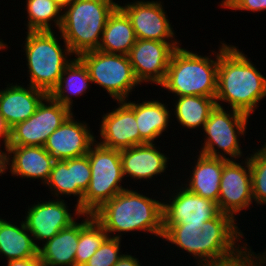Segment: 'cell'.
I'll list each match as a JSON object with an SVG mask.
<instances>
[{"label":"cell","instance_id":"1","mask_svg":"<svg viewBox=\"0 0 266 266\" xmlns=\"http://www.w3.org/2000/svg\"><path fill=\"white\" fill-rule=\"evenodd\" d=\"M218 48L216 105L251 116L266 98V77L238 46L223 40Z\"/></svg>","mask_w":266,"mask_h":266},{"label":"cell","instance_id":"2","mask_svg":"<svg viewBox=\"0 0 266 266\" xmlns=\"http://www.w3.org/2000/svg\"><path fill=\"white\" fill-rule=\"evenodd\" d=\"M131 188L127 186L105 202L93 213L94 218L112 238L122 239L123 234L139 231L162 239L163 199L157 196L154 199L149 197L148 193L143 195L142 191L140 193L137 189Z\"/></svg>","mask_w":266,"mask_h":266},{"label":"cell","instance_id":"3","mask_svg":"<svg viewBox=\"0 0 266 266\" xmlns=\"http://www.w3.org/2000/svg\"><path fill=\"white\" fill-rule=\"evenodd\" d=\"M179 46L173 52L164 81L159 85L174 97L187 95L216 97L218 51L200 55ZM215 57L213 58L212 57Z\"/></svg>","mask_w":266,"mask_h":266},{"label":"cell","instance_id":"4","mask_svg":"<svg viewBox=\"0 0 266 266\" xmlns=\"http://www.w3.org/2000/svg\"><path fill=\"white\" fill-rule=\"evenodd\" d=\"M55 33L57 34V31H27L23 42L22 51L25 52L27 61L25 63L28 69V83L47 94L58 85L64 69L76 57L73 56L62 35L58 37Z\"/></svg>","mask_w":266,"mask_h":266},{"label":"cell","instance_id":"5","mask_svg":"<svg viewBox=\"0 0 266 266\" xmlns=\"http://www.w3.org/2000/svg\"><path fill=\"white\" fill-rule=\"evenodd\" d=\"M116 0H74L62 12L61 34L74 56L98 50Z\"/></svg>","mask_w":266,"mask_h":266},{"label":"cell","instance_id":"6","mask_svg":"<svg viewBox=\"0 0 266 266\" xmlns=\"http://www.w3.org/2000/svg\"><path fill=\"white\" fill-rule=\"evenodd\" d=\"M87 155L91 180L78 208L84 214H93L105 202L126 189V184L119 150L102 146L95 141Z\"/></svg>","mask_w":266,"mask_h":266},{"label":"cell","instance_id":"7","mask_svg":"<svg viewBox=\"0 0 266 266\" xmlns=\"http://www.w3.org/2000/svg\"><path fill=\"white\" fill-rule=\"evenodd\" d=\"M217 106L211 111L202 132L198 153L223 158L226 160H240L247 153H243L240 138L247 135L250 116L234 109Z\"/></svg>","mask_w":266,"mask_h":266},{"label":"cell","instance_id":"8","mask_svg":"<svg viewBox=\"0 0 266 266\" xmlns=\"http://www.w3.org/2000/svg\"><path fill=\"white\" fill-rule=\"evenodd\" d=\"M78 58L87 67L92 83L103 88L115 102L128 100L134 89L141 87L128 55L93 50Z\"/></svg>","mask_w":266,"mask_h":266},{"label":"cell","instance_id":"9","mask_svg":"<svg viewBox=\"0 0 266 266\" xmlns=\"http://www.w3.org/2000/svg\"><path fill=\"white\" fill-rule=\"evenodd\" d=\"M168 188L169 193L162 194L163 225L186 224V227L202 229L204 222L221 213L218 203L190 192L182 183L172 188L168 184ZM164 195L169 198L165 199Z\"/></svg>","mask_w":266,"mask_h":266},{"label":"cell","instance_id":"10","mask_svg":"<svg viewBox=\"0 0 266 266\" xmlns=\"http://www.w3.org/2000/svg\"><path fill=\"white\" fill-rule=\"evenodd\" d=\"M72 113L48 94L29 119L10 129L9 146H44L48 137Z\"/></svg>","mask_w":266,"mask_h":266},{"label":"cell","instance_id":"11","mask_svg":"<svg viewBox=\"0 0 266 266\" xmlns=\"http://www.w3.org/2000/svg\"><path fill=\"white\" fill-rule=\"evenodd\" d=\"M74 206L75 209L71 211L66 200L58 198L45 201L43 199L40 202L37 200L36 203L28 205L23 221L37 247L82 218L83 213L76 204Z\"/></svg>","mask_w":266,"mask_h":266},{"label":"cell","instance_id":"12","mask_svg":"<svg viewBox=\"0 0 266 266\" xmlns=\"http://www.w3.org/2000/svg\"><path fill=\"white\" fill-rule=\"evenodd\" d=\"M241 160L240 163L224 159L218 197L221 213L230 215L235 221L239 213L250 209L254 203L249 158L244 156Z\"/></svg>","mask_w":266,"mask_h":266},{"label":"cell","instance_id":"13","mask_svg":"<svg viewBox=\"0 0 266 266\" xmlns=\"http://www.w3.org/2000/svg\"><path fill=\"white\" fill-rule=\"evenodd\" d=\"M163 3L160 0H134L121 5L118 1V6L130 19L137 39L180 42Z\"/></svg>","mask_w":266,"mask_h":266},{"label":"cell","instance_id":"14","mask_svg":"<svg viewBox=\"0 0 266 266\" xmlns=\"http://www.w3.org/2000/svg\"><path fill=\"white\" fill-rule=\"evenodd\" d=\"M181 44V42L137 39L128 57L140 84L148 83L159 86L165 79L173 52Z\"/></svg>","mask_w":266,"mask_h":266},{"label":"cell","instance_id":"15","mask_svg":"<svg viewBox=\"0 0 266 266\" xmlns=\"http://www.w3.org/2000/svg\"><path fill=\"white\" fill-rule=\"evenodd\" d=\"M117 106L102 115L99 140L102 146L124 150L146 142L140 137L135 118V101H116ZM117 107V108H116Z\"/></svg>","mask_w":266,"mask_h":266},{"label":"cell","instance_id":"16","mask_svg":"<svg viewBox=\"0 0 266 266\" xmlns=\"http://www.w3.org/2000/svg\"><path fill=\"white\" fill-rule=\"evenodd\" d=\"M74 112L47 139L44 148L55 160H67L87 155L96 141L89 123L76 119Z\"/></svg>","mask_w":266,"mask_h":266},{"label":"cell","instance_id":"17","mask_svg":"<svg viewBox=\"0 0 266 266\" xmlns=\"http://www.w3.org/2000/svg\"><path fill=\"white\" fill-rule=\"evenodd\" d=\"M157 143H145L136 145L120 151L122 162V173L126 177L136 182L156 181L155 177L166 174L168 165L171 160L169 156L161 152ZM155 176V177H154ZM136 180V181H135Z\"/></svg>","mask_w":266,"mask_h":266},{"label":"cell","instance_id":"18","mask_svg":"<svg viewBox=\"0 0 266 266\" xmlns=\"http://www.w3.org/2000/svg\"><path fill=\"white\" fill-rule=\"evenodd\" d=\"M18 82L8 83L0 89V114L11 129L16 124L29 119L42 100L48 95L45 91Z\"/></svg>","mask_w":266,"mask_h":266},{"label":"cell","instance_id":"19","mask_svg":"<svg viewBox=\"0 0 266 266\" xmlns=\"http://www.w3.org/2000/svg\"><path fill=\"white\" fill-rule=\"evenodd\" d=\"M230 215L220 213L217 217L204 222L202 226L204 240V262L225 256L233 252L245 239L238 222Z\"/></svg>","mask_w":266,"mask_h":266},{"label":"cell","instance_id":"20","mask_svg":"<svg viewBox=\"0 0 266 266\" xmlns=\"http://www.w3.org/2000/svg\"><path fill=\"white\" fill-rule=\"evenodd\" d=\"M55 161L44 146H9V172L13 177L38 179L45 185Z\"/></svg>","mask_w":266,"mask_h":266},{"label":"cell","instance_id":"21","mask_svg":"<svg viewBox=\"0 0 266 266\" xmlns=\"http://www.w3.org/2000/svg\"><path fill=\"white\" fill-rule=\"evenodd\" d=\"M198 154L192 157L197 159H192L194 160L192 163L195 165L190 164L192 171L190 169L188 170L190 174L187 180L182 175V178L185 179V184L182 182V185L190 192L218 203L224 159L210 157L201 153Z\"/></svg>","mask_w":266,"mask_h":266},{"label":"cell","instance_id":"22","mask_svg":"<svg viewBox=\"0 0 266 266\" xmlns=\"http://www.w3.org/2000/svg\"><path fill=\"white\" fill-rule=\"evenodd\" d=\"M140 102L135 101V118L140 137L146 143H156L155 140H159L163 132H168L167 127L171 126L169 123L173 120L172 109L168 108L170 104L164 103L163 100L152 98L151 100L142 99Z\"/></svg>","mask_w":266,"mask_h":266},{"label":"cell","instance_id":"23","mask_svg":"<svg viewBox=\"0 0 266 266\" xmlns=\"http://www.w3.org/2000/svg\"><path fill=\"white\" fill-rule=\"evenodd\" d=\"M79 241V220L60 230L38 247V258L44 266H75Z\"/></svg>","mask_w":266,"mask_h":266},{"label":"cell","instance_id":"24","mask_svg":"<svg viewBox=\"0 0 266 266\" xmlns=\"http://www.w3.org/2000/svg\"><path fill=\"white\" fill-rule=\"evenodd\" d=\"M137 38L126 13L117 6L108 17L98 50L128 55Z\"/></svg>","mask_w":266,"mask_h":266},{"label":"cell","instance_id":"25","mask_svg":"<svg viewBox=\"0 0 266 266\" xmlns=\"http://www.w3.org/2000/svg\"><path fill=\"white\" fill-rule=\"evenodd\" d=\"M19 224L0 217V257H6L7 261L38 257V247L23 219Z\"/></svg>","mask_w":266,"mask_h":266},{"label":"cell","instance_id":"26","mask_svg":"<svg viewBox=\"0 0 266 266\" xmlns=\"http://www.w3.org/2000/svg\"><path fill=\"white\" fill-rule=\"evenodd\" d=\"M92 80L84 63L75 57L64 69L58 85L49 94L55 101L69 108L73 112L75 103L72 100L84 94L90 89ZM73 97V98H72Z\"/></svg>","mask_w":266,"mask_h":266},{"label":"cell","instance_id":"27","mask_svg":"<svg viewBox=\"0 0 266 266\" xmlns=\"http://www.w3.org/2000/svg\"><path fill=\"white\" fill-rule=\"evenodd\" d=\"M172 99V117L183 129L191 131L203 129L211 111L216 107V100L212 97L187 95Z\"/></svg>","mask_w":266,"mask_h":266},{"label":"cell","instance_id":"28","mask_svg":"<svg viewBox=\"0 0 266 266\" xmlns=\"http://www.w3.org/2000/svg\"><path fill=\"white\" fill-rule=\"evenodd\" d=\"M164 233L162 241L177 246V249H181L183 253H187L192 256L196 266L204 262V240L201 229L186 227V224L177 225H163ZM185 251V252H184Z\"/></svg>","mask_w":266,"mask_h":266},{"label":"cell","instance_id":"29","mask_svg":"<svg viewBox=\"0 0 266 266\" xmlns=\"http://www.w3.org/2000/svg\"><path fill=\"white\" fill-rule=\"evenodd\" d=\"M24 3L27 31H54V27L59 31L63 10L53 0H26Z\"/></svg>","mask_w":266,"mask_h":266},{"label":"cell","instance_id":"30","mask_svg":"<svg viewBox=\"0 0 266 266\" xmlns=\"http://www.w3.org/2000/svg\"><path fill=\"white\" fill-rule=\"evenodd\" d=\"M79 221V241L75 254V266H84L102 243L109 237L93 214H82Z\"/></svg>","mask_w":266,"mask_h":266},{"label":"cell","instance_id":"31","mask_svg":"<svg viewBox=\"0 0 266 266\" xmlns=\"http://www.w3.org/2000/svg\"><path fill=\"white\" fill-rule=\"evenodd\" d=\"M44 186L48 188L54 198L62 199L64 196L66 198L73 195V197H76L77 206L82 202L84 193L74 184L73 158L56 160Z\"/></svg>","mask_w":266,"mask_h":266},{"label":"cell","instance_id":"32","mask_svg":"<svg viewBox=\"0 0 266 266\" xmlns=\"http://www.w3.org/2000/svg\"><path fill=\"white\" fill-rule=\"evenodd\" d=\"M247 154L251 169L252 197L254 205H266V148L262 145L259 148L250 150Z\"/></svg>","mask_w":266,"mask_h":266},{"label":"cell","instance_id":"33","mask_svg":"<svg viewBox=\"0 0 266 266\" xmlns=\"http://www.w3.org/2000/svg\"><path fill=\"white\" fill-rule=\"evenodd\" d=\"M248 242L241 243L233 252L206 262L198 266H263L259 253L252 250Z\"/></svg>","mask_w":266,"mask_h":266},{"label":"cell","instance_id":"34","mask_svg":"<svg viewBox=\"0 0 266 266\" xmlns=\"http://www.w3.org/2000/svg\"><path fill=\"white\" fill-rule=\"evenodd\" d=\"M120 238L108 237L84 266H114L123 256Z\"/></svg>","mask_w":266,"mask_h":266},{"label":"cell","instance_id":"35","mask_svg":"<svg viewBox=\"0 0 266 266\" xmlns=\"http://www.w3.org/2000/svg\"><path fill=\"white\" fill-rule=\"evenodd\" d=\"M74 184L84 193L91 180V167L88 155L73 158Z\"/></svg>","mask_w":266,"mask_h":266},{"label":"cell","instance_id":"36","mask_svg":"<svg viewBox=\"0 0 266 266\" xmlns=\"http://www.w3.org/2000/svg\"><path fill=\"white\" fill-rule=\"evenodd\" d=\"M220 8L258 13L266 11V0H221Z\"/></svg>","mask_w":266,"mask_h":266},{"label":"cell","instance_id":"37","mask_svg":"<svg viewBox=\"0 0 266 266\" xmlns=\"http://www.w3.org/2000/svg\"><path fill=\"white\" fill-rule=\"evenodd\" d=\"M1 148H3V150ZM8 170H9V142L0 141V176H2V174L5 175L8 172Z\"/></svg>","mask_w":266,"mask_h":266},{"label":"cell","instance_id":"38","mask_svg":"<svg viewBox=\"0 0 266 266\" xmlns=\"http://www.w3.org/2000/svg\"><path fill=\"white\" fill-rule=\"evenodd\" d=\"M6 266H44L39 258H25L7 261Z\"/></svg>","mask_w":266,"mask_h":266},{"label":"cell","instance_id":"39","mask_svg":"<svg viewBox=\"0 0 266 266\" xmlns=\"http://www.w3.org/2000/svg\"><path fill=\"white\" fill-rule=\"evenodd\" d=\"M114 266H143L139 258L129 253L123 254V256L117 261Z\"/></svg>","mask_w":266,"mask_h":266},{"label":"cell","instance_id":"40","mask_svg":"<svg viewBox=\"0 0 266 266\" xmlns=\"http://www.w3.org/2000/svg\"><path fill=\"white\" fill-rule=\"evenodd\" d=\"M0 141L2 142L10 141V128L5 123L1 114H0Z\"/></svg>","mask_w":266,"mask_h":266},{"label":"cell","instance_id":"41","mask_svg":"<svg viewBox=\"0 0 266 266\" xmlns=\"http://www.w3.org/2000/svg\"><path fill=\"white\" fill-rule=\"evenodd\" d=\"M62 10L68 7L74 0H53Z\"/></svg>","mask_w":266,"mask_h":266},{"label":"cell","instance_id":"42","mask_svg":"<svg viewBox=\"0 0 266 266\" xmlns=\"http://www.w3.org/2000/svg\"><path fill=\"white\" fill-rule=\"evenodd\" d=\"M259 254H260V258H261V263L263 266H265L266 265V251H265V249H264V252H261Z\"/></svg>","mask_w":266,"mask_h":266},{"label":"cell","instance_id":"43","mask_svg":"<svg viewBox=\"0 0 266 266\" xmlns=\"http://www.w3.org/2000/svg\"><path fill=\"white\" fill-rule=\"evenodd\" d=\"M7 50L8 49V44L6 43V42H4L3 40H2V38L0 39V51H2V50Z\"/></svg>","mask_w":266,"mask_h":266}]
</instances>
